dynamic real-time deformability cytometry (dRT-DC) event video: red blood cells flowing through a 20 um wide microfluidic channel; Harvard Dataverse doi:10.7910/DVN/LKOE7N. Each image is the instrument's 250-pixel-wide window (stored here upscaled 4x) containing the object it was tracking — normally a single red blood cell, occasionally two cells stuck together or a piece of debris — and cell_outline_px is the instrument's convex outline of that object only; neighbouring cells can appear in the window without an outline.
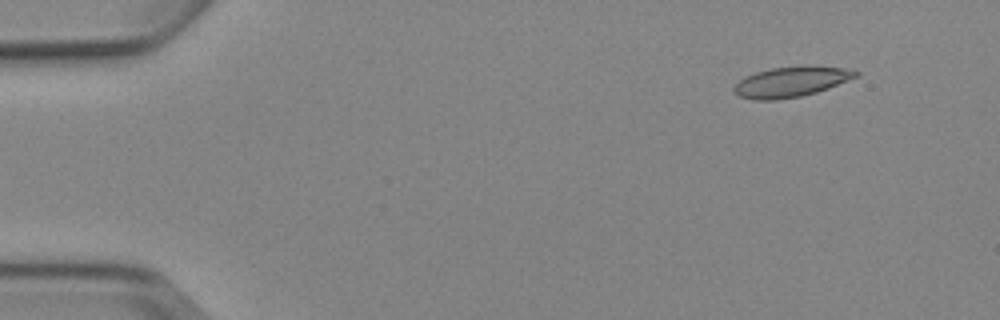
{"species": "Egyptian fruit bat (a non-hibernating species)", "species_latin": "Rousettus aegyptiacus", "temperature_condition": "cold", "stored_images_in_passage": 5, "camera_frame_rate_fps": 3000, "um_per_image_px": 0.085, "animal": {"sex": "female"}, "frame": {"image": 1, "passage_image": 1, "time_ms": 0.0, "image_size_px": [1000, 320], "cell_outline_px": [[860, 76], [828, 88], [816, 92], [800, 96], [776, 100], [752, 100], [740, 96], [732, 92], [732, 88], [744, 76], [756, 72], [772, 68], [804, 64], [816, 64], [844, 68], [860, 72]], "centroid_in_image_um": [67.27, 6.93], "position_along_channel_um": 17.7, "area_um2": 22.02}}
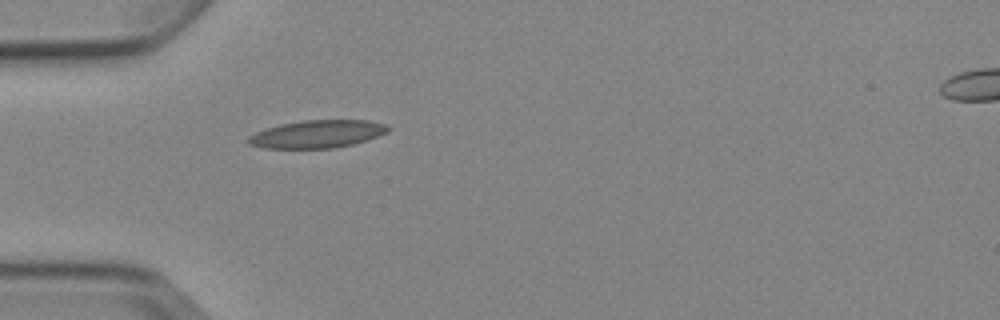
{"frame": {"image": 2, "passage_image": 4, "time_ms": 3.667, "image_size_px": [1000, 320], "cell_outline_px": [[392, 128], [388, 132], [352, 144], [332, 148], [264, 148], [248, 144], [248, 136], [256, 132], [280, 124], [304, 120], [368, 120], [388, 124]], "centroid_in_image_um": [26.99, 11.38], "position_along_channel_um": 58.0, "area_um2": 22.48}}